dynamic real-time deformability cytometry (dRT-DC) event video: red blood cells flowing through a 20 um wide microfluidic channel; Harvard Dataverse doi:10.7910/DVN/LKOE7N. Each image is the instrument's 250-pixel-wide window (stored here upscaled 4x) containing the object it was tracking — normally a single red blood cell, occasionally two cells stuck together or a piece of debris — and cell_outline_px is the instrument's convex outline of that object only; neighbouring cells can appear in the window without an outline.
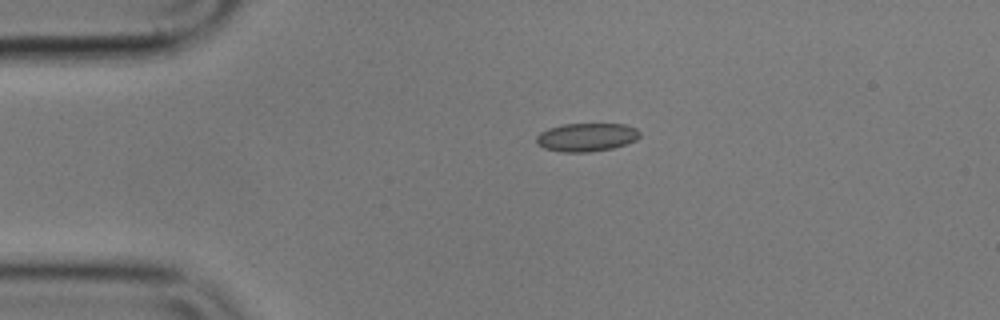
{"species": "common noctule bat (a hibernating species)", "species_latin": "Nyctalus noctula", "temperature_condition": "cold", "stored_images_in_passage": 45, "camera_frame_rate_fps": 3000, "um_per_image_px": 0.085, "animal": {"sex": "male", "body_mass_g": 17.9}, "frame": {"image": 1, "passage_image": 1, "time_ms": 0.0, "image_size_px": [1000, 320], "cell_outline_px": [[640, 136], [636, 140], [628, 144], [612, 148], [588, 152], [560, 152], [544, 148], [536, 144], [536, 136], [540, 132], [548, 128], [564, 124], [624, 124], [636, 128], [640, 132]], "centroid_in_image_um": [49.85, 11.66], "position_along_channel_um": 35.2, "area_um2": 17.22}}
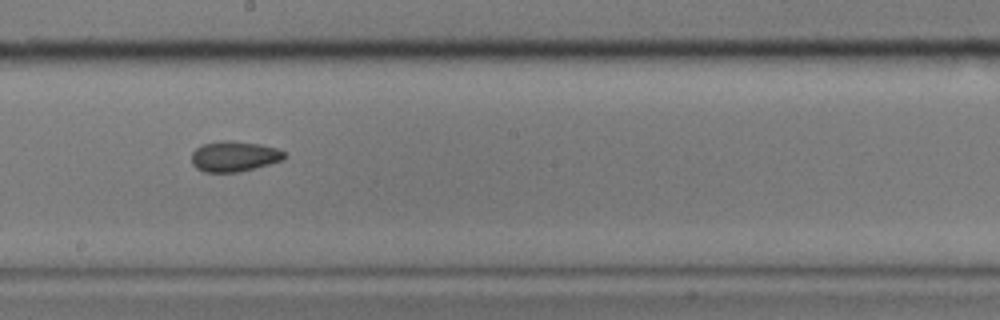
{"frame": {"image": 2, "passage_image": 20, "time_ms": 6.333, "image_size_px": [1000, 320], "cell_outline_px": [[288, 156], [284, 160], [240, 172], [204, 172], [196, 168], [192, 164], [192, 152], [200, 144], [220, 140], [228, 140], [260, 144], [276, 148], [284, 152]], "centroid_in_image_um": [19.9, 13.28], "position_along_channel_um": 228.3, "area_um2": 16.7}}
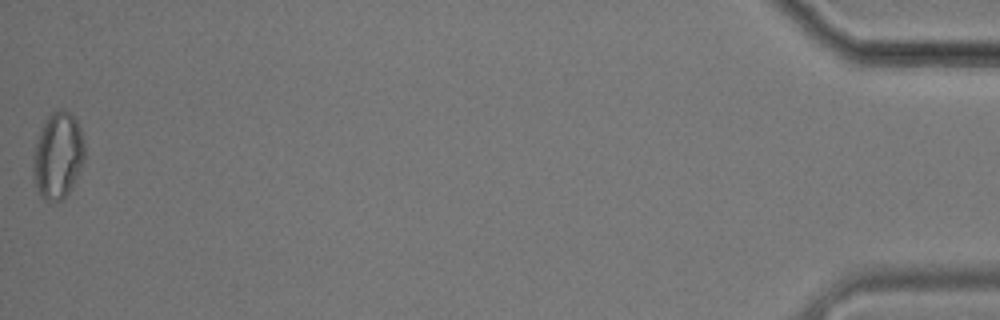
{"frame": {"image": 3, "passage_image": 45, "time_ms": 14.667, "image_size_px": [1000, 320], "cell_outline_px": [[84, 160], [80, 172], [72, 188], [60, 200], [44, 200], [40, 196], [32, 176], [32, 156], [40, 132], [48, 116], [52, 112], [60, 108], [64, 108], [72, 112], [80, 128], [84, 140]], "centroid_in_image_um": [4.93, 13.21], "position_along_channel_um": 430.3, "area_um2": 26.18}, "authors_computed_cell_mechanics": {"area_um2": 17.1088, "velocity_mm_per_s": 3.5834, "shape_relaxation_time_tau1_ms": null, "shape_relaxation_time_tau2_ms": 3.9021, "deformation_change_tau1": null, "deformation_change_tau2": 0.0896}}